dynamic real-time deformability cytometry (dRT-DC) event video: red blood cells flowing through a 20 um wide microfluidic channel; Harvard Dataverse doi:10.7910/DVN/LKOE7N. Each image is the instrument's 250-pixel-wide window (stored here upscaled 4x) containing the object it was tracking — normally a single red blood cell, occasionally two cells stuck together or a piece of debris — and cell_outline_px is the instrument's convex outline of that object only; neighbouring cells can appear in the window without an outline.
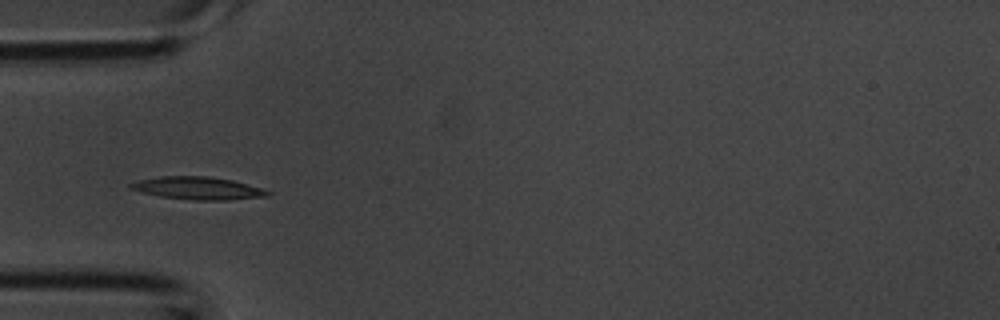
{"species": "common noctule bat (a hibernating species)", "species_latin": "Nyctalus noctula", "temperature_condition": "room temperature", "stored_images_in_passage": 4, "camera_frame_rate_fps": 3000, "um_per_image_px": 0.085, "animal": {"sex": "male", "body_mass_g": 20.1, "forearm_length_mm": 53.5}, "frame": {"image": 1, "passage_image": 3, "time_ms": 0.667, "image_size_px": [1000, 320], "cell_outline_px": [[272, 192], [268, 196], [228, 200], [192, 200], [160, 196], [128, 188], [128, 184], [140, 180], [160, 176], [208, 176], [232, 180], [260, 188]], "centroid_in_image_um": [16.82, 15.99], "position_along_channel_um": 68.2, "area_um2": 17.92}}
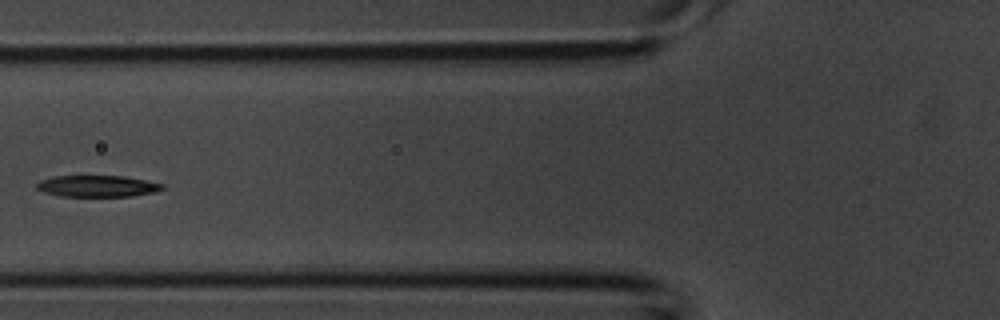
{"frame": {"image": 2, "passage_image": 4, "time_ms": 1.0, "image_size_px": [1000, 320], "cell_outline_px": [[164, 188], [156, 192], [132, 196], [60, 196], [44, 192], [36, 188], [36, 184], [40, 180], [52, 176], [124, 176], [164, 184]], "centroid_in_image_um": [8.27, 15.82], "position_along_channel_um": 117.5, "area_um2": 15.72}}